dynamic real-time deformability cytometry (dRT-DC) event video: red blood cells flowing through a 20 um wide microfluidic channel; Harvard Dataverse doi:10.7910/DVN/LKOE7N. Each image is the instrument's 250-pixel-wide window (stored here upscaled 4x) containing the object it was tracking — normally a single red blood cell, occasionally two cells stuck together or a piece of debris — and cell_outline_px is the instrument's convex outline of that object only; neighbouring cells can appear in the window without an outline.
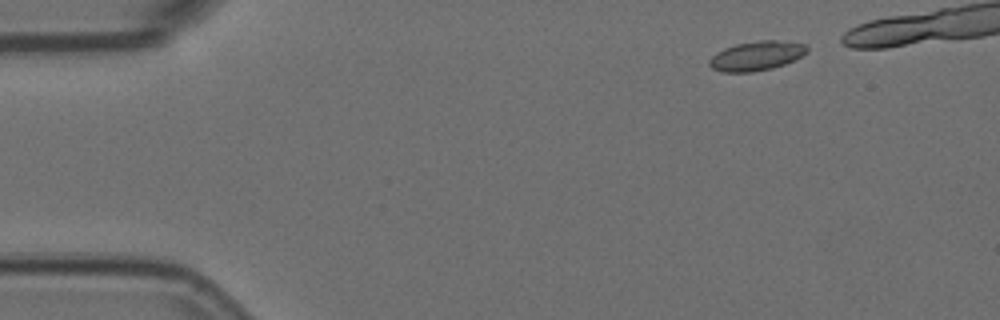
{"species": "Egyptian fruit bat (a non-hibernating species)", "species_latin": "Rousettus aegyptiacus", "temperature_condition": "room temperature", "stored_images_in_passage": 8, "segment_of_instrument_passage": [1, 2], "camera_frame_rate_fps": 3000, "um_per_image_px": 0.085, "animal": {"sex": "female"}, "frame": {"image": 1, "passage_image": 1, "time_ms": 0.0, "image_size_px": [1000, 320], "cell_outline_px": [[808, 52], [784, 64], [772, 68], [752, 72], [724, 72], [712, 68], [708, 64], [708, 60], [716, 52], [724, 48], [736, 44], [760, 40], [776, 40], [804, 44], [808, 48]], "centroid_in_image_um": [64.27, 4.74], "position_along_channel_um": 20.7, "area_um2": 16.59}}
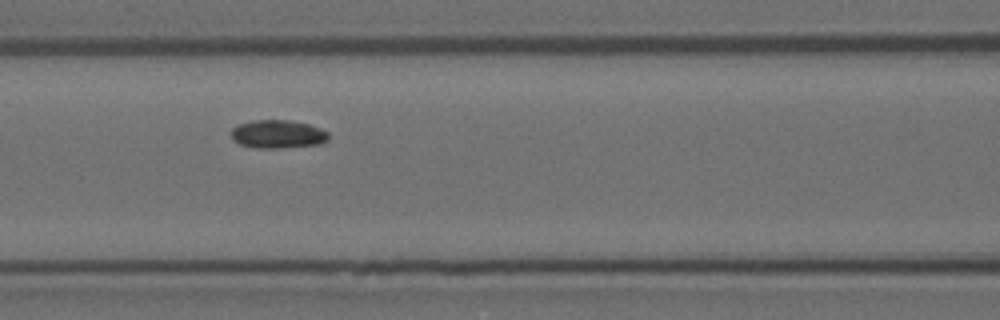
{"frame": {"image": 2, "passage_image": 6, "time_ms": 1.667, "image_size_px": [1000, 320], "cell_outline_px": [[328, 140], [320, 144], [280, 148], [256, 148], [240, 144], [232, 140], [232, 128], [236, 124], [252, 120], [288, 120], [308, 124], [320, 128], [328, 132]], "centroid_in_image_um": [23.59, 11.4], "position_along_channel_um": 143.0, "area_um2": 16.13}}
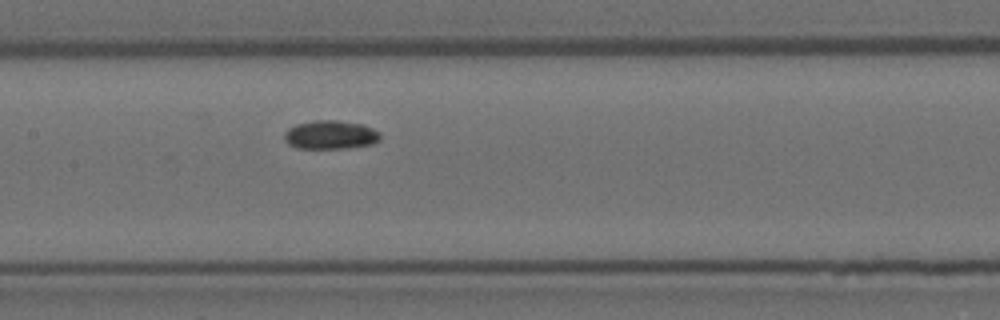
{"frame": {"image": 3, "passage_image": 7, "time_ms": 2.0, "image_size_px": [1000, 320], "cell_outline_px": [[380, 140], [372, 144], [348, 148], [296, 148], [288, 144], [284, 140], [284, 132], [288, 128], [296, 124], [312, 120], [336, 120], [364, 124], [380, 132]], "centroid_in_image_um": [28.08, 11.45], "position_along_channel_um": 179.3, "area_um2": 16.24}}